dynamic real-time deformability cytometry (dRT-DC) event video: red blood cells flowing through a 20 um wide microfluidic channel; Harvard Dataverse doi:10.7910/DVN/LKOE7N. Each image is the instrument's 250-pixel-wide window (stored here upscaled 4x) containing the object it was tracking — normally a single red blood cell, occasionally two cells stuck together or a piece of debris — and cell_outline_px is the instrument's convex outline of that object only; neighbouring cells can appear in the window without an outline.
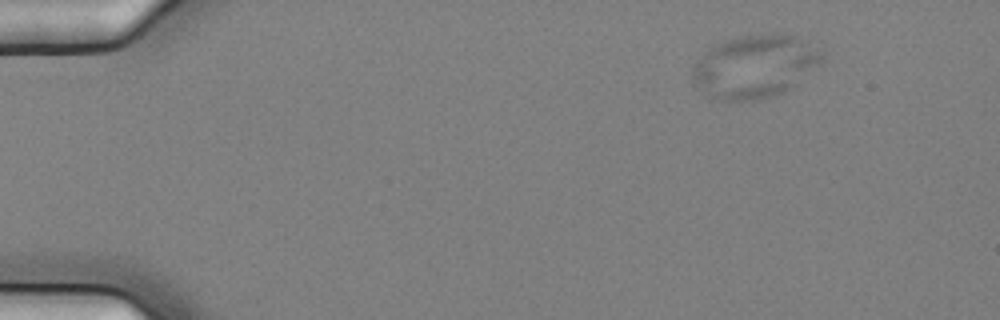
{"species": "common noctule bat (a hibernating species)", "species_latin": "Nyctalus noctula", "temperature_condition": "cold", "stored_images_in_passage": 6, "camera_frame_rate_fps": 3000, "um_per_image_px": 0.085, "animal": {"sex": "female", "body_mass_g": 25.1}, "frame": {"image": 1, "passage_image": 2, "time_ms": 0.333, "image_size_px": [1000, 320], "cell_outline_px": [[824, 60], [820, 64], [792, 88], [776, 96], [756, 100], [724, 100], [708, 96], [692, 80], [692, 68], [696, 60], [712, 44], [744, 36], [772, 32], [784, 32], [800, 36], [824, 52]], "centroid_in_image_um": [64.21, 5.61], "position_along_channel_um": 20.8, "area_um2": 48.26}}
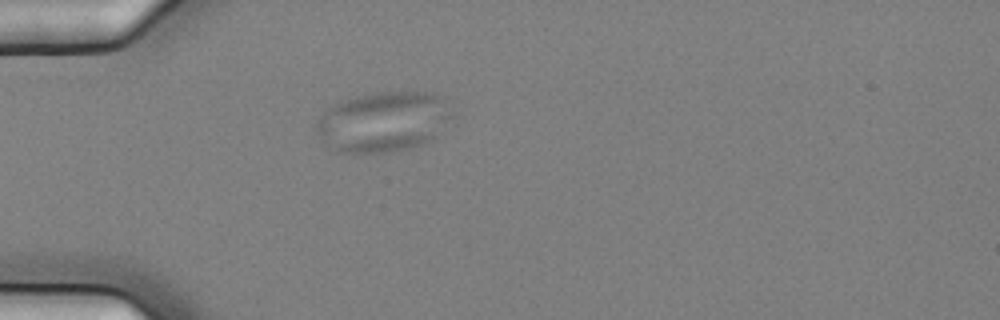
{"frame": {"image": 2, "passage_image": 5, "time_ms": 1.333, "image_size_px": [1000, 320], "cell_outline_px": [[452, 116], [436, 136], [420, 144], [388, 152], [336, 152], [324, 144], [316, 132], [316, 120], [328, 108], [340, 100], [356, 96], [376, 92], [436, 92], [440, 96]], "centroid_in_image_um": [32.51, 10.33], "position_along_channel_um": 52.5, "area_um2": 47.28}}